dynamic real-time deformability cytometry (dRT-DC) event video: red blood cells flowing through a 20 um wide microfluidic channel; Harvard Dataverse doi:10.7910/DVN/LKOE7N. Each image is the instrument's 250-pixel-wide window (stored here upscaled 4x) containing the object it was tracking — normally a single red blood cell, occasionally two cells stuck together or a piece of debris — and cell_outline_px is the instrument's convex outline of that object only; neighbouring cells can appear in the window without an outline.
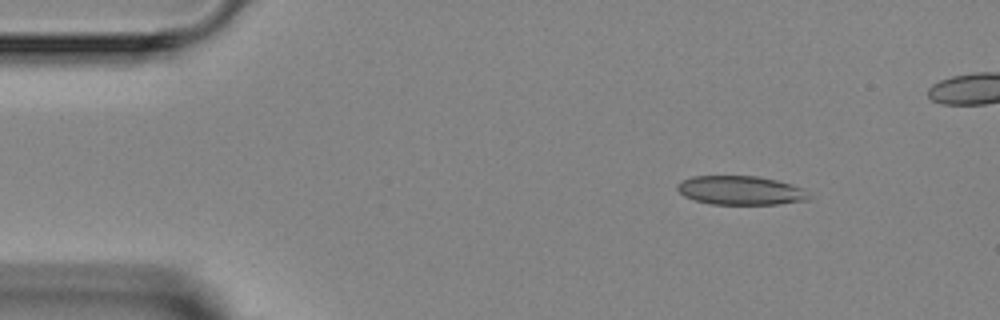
{"species": "Egyptian fruit bat (a non-hibernating species)", "species_latin": "Rousettus aegyptiacus", "temperature_condition": "room temperature", "stored_images_in_passage": 6, "camera_frame_rate_fps": 3000, "um_per_image_px": 0.085, "animal": {"sex": "female"}, "frame": {"image": 1, "passage_image": 1, "time_ms": 0.0, "image_size_px": [1000, 320], "cell_outline_px": [[812, 200], [780, 204], [712, 204], [696, 200], [684, 196], [676, 188], [676, 184], [692, 176], [756, 176], [776, 180], [792, 184], [804, 188], [812, 196]], "centroid_in_image_um": [63.02, 16.19], "position_along_channel_um": 22.0, "area_um2": 22.37}}
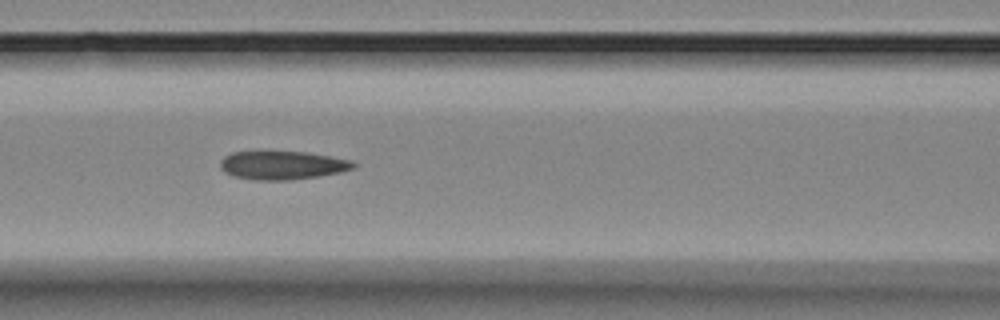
{"frame": {"image": 2, "passage_image": 5, "time_ms": 4.667, "image_size_px": [1000, 320], "cell_outline_px": [[356, 164], [352, 168], [340, 172], [316, 176], [288, 180], [252, 180], [232, 176], [224, 172], [220, 168], [220, 160], [224, 156], [232, 152], [308, 152], [332, 156], [352, 160]], "centroid_in_image_um": [23.96, 14.04], "position_along_channel_um": 142.6, "area_um2": 22.08}}
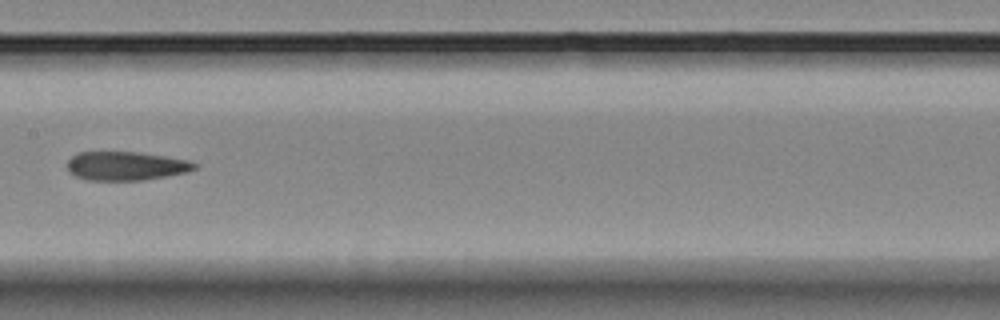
{"frame": {"image": 3, "passage_image": 6, "time_ms": 6.0, "image_size_px": [1000, 320], "cell_outline_px": [[200, 164], [196, 168], [188, 172], [144, 180], [88, 180], [76, 176], [68, 172], [68, 160], [76, 152], [140, 152], [188, 160]], "centroid_in_image_um": [10.72, 14.1], "position_along_channel_um": 196.7, "area_um2": 21.44}}